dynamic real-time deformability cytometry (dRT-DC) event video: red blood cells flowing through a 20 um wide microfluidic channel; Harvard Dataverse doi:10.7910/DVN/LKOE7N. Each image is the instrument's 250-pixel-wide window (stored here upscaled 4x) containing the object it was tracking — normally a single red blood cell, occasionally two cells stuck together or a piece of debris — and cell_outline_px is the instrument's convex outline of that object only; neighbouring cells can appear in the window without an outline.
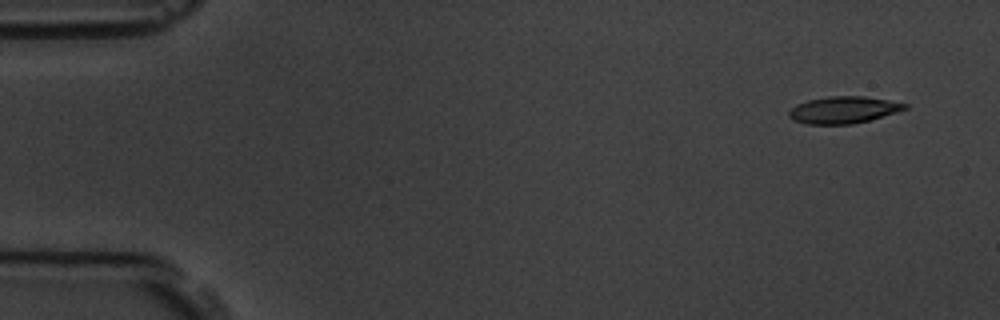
{"species": "common noctule bat (a hibernating species)", "species_latin": "Nyctalus noctula", "temperature_condition": "room temperature", "stored_images_in_passage": 6, "camera_frame_rate_fps": 3000, "um_per_image_px": 0.085, "animal": {"sex": "male", "body_mass_g": 19.5, "forearm_length_mm": 54.6}, "frame": {"image": 1, "passage_image": 1, "time_ms": 0.0, "image_size_px": [1000, 320], "cell_outline_px": [[908, 108], [896, 112], [868, 120], [852, 124], [808, 124], [792, 120], [788, 116], [788, 112], [796, 104], [808, 100], [828, 96], [864, 96], [888, 100], [908, 104]], "centroid_in_image_um": [71.66, 9.33], "position_along_channel_um": 13.3, "area_um2": 18.09}}
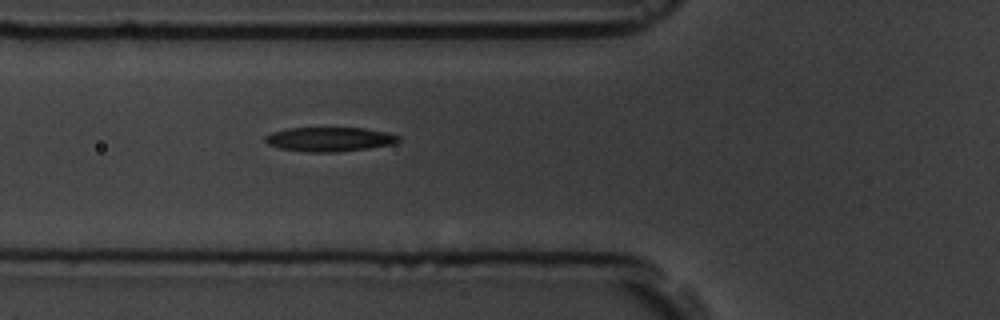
{"frame": {"image": 2, "passage_image": 6, "time_ms": 5.667, "image_size_px": [1000, 320], "cell_outline_px": [[400, 140], [392, 144], [368, 148], [336, 152], [308, 152], [280, 148], [268, 144], [264, 140], [264, 136], [272, 132], [288, 128], [364, 128], [384, 132], [400, 136]], "centroid_in_image_um": [27.98, 11.83], "position_along_channel_um": 97.8, "area_um2": 18.73}}